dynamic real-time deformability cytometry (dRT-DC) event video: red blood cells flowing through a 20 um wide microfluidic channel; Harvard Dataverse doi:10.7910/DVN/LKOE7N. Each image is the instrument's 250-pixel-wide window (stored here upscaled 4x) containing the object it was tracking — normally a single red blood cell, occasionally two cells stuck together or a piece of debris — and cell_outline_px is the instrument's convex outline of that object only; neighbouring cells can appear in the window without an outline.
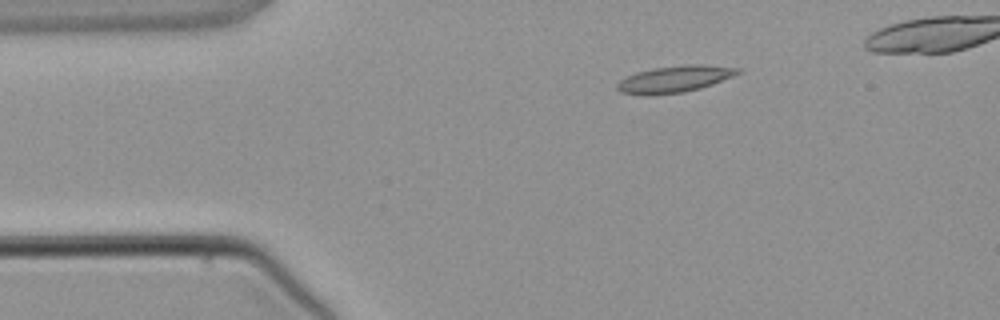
{"species": "common noctule bat (a hibernating species)", "species_latin": "Nyctalus noctula", "temperature_condition": "warm", "stored_images_in_passage": 4, "camera_frame_rate_fps": 3000, "um_per_image_px": 0.085, "animal": {"sex": "male", "body_mass_g": 21.5, "forearm_length_mm": 52.0}, "frame": {"image": 1, "passage_image": 2, "time_ms": 1.333, "image_size_px": [1000, 320], "cell_outline_px": [[744, 72], [712, 84], [700, 88], [684, 92], [648, 96], [644, 96], [620, 92], [616, 88], [616, 84], [620, 80], [636, 72], [652, 68], [684, 64], [704, 64], [740, 68]], "centroid_in_image_um": [57.34, 6.72], "position_along_channel_um": 27.7, "area_um2": 19.07}}